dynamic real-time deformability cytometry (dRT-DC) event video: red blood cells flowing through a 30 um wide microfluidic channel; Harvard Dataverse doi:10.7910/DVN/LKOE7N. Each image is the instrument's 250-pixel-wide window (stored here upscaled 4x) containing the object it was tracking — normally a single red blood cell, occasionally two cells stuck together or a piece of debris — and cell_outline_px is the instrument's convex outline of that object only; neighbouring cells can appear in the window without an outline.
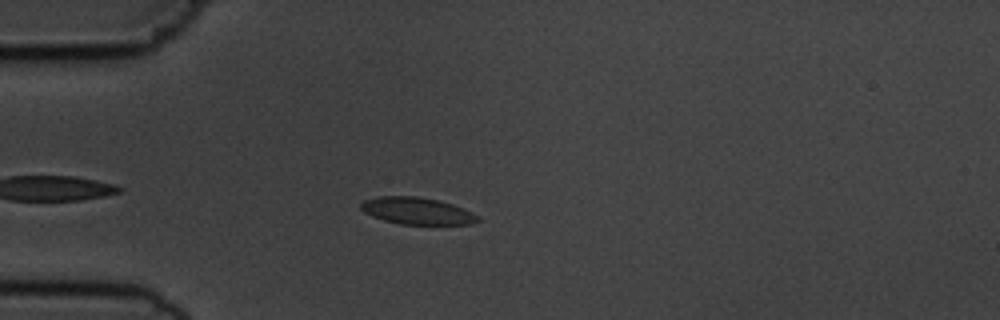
{"species": "common noctule bat (a hibernating species)", "species_latin": "Nyctalus noctula", "temperature_condition": "cold", "stored_images_in_passage": 6, "camera_frame_rate_fps": 3000, "um_per_image_px": 0.085, "animal": {"sex": "male", "body_mass_g": 19.5, "forearm_length_mm": 54.6}, "frame": {"image": 1, "passage_image": 5, "time_ms": 4.667, "image_size_px": [1000, 320], "cell_outline_px": [[480, 220], [472, 224], [400, 224], [384, 220], [372, 216], [364, 212], [360, 208], [360, 204], [364, 200], [380, 196], [416, 196], [436, 200], [452, 204], [464, 208], [472, 212]], "centroid_in_image_um": [35.42, 17.92], "position_along_channel_um": 49.6, "area_um2": 18.21}}